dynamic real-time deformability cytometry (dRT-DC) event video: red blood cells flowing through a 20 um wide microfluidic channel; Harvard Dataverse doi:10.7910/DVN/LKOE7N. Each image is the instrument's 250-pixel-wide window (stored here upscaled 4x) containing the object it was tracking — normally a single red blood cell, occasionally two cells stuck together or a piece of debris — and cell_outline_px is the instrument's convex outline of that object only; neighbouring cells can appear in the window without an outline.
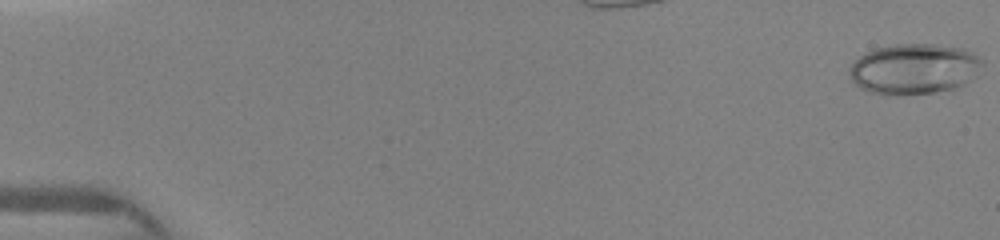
{"species": "human", "species_latin": "Homo sapiens", "temperature_condition": "warm", "stored_images_in_passage": 13, "camera_frame_rate_fps": 3000, "um_per_image_px": 0.085, "donor": {"sex": "female"}, "frame": {"image": 1, "passage_image": 1, "time_ms": 0.0, "image_size_px": [1000, 240], "cell_outline_px": [[984, 64], [976, 76], [964, 84], [952, 88], [936, 92], [888, 96], [884, 96], [868, 92], [860, 88], [852, 80], [848, 72], [848, 68], [860, 56], [876, 48], [896, 44], [932, 44], [964, 48], [980, 56], [984, 60]], "centroid_in_image_um": [77.71, 5.87], "position_along_channel_um": 7.3, "area_um2": 39.54}}